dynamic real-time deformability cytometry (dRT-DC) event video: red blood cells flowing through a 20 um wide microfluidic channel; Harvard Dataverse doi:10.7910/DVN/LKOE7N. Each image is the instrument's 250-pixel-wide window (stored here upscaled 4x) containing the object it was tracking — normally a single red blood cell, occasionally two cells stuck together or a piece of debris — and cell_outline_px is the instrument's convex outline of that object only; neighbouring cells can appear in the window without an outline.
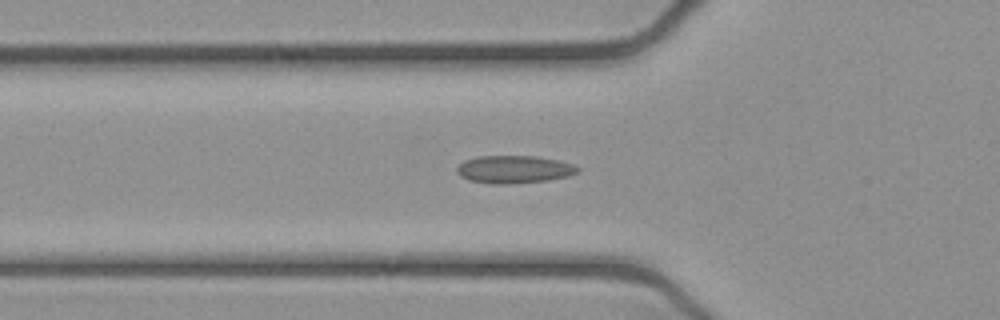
{"species": "common noctule bat (a hibernating species)", "species_latin": "Nyctalus noctula", "temperature_condition": "cold", "stored_images_in_passage": 41, "segment_of_instrument_passage": [1, 2], "camera_frame_rate_fps": 3000, "um_per_image_px": 0.085, "animal": {"sex": "female", "body_mass_g": 21.9}, "frame": {"image": 1, "passage_image": 13, "time_ms": 4.0, "image_size_px": [1000, 320], "cell_outline_px": [[580, 172], [568, 176], [548, 180], [504, 184], [488, 184], [468, 180], [460, 176], [456, 172], [456, 168], [464, 160], [476, 156], [536, 156], [560, 160], [572, 164], [580, 168]], "centroid_in_image_um": [43.68, 14.39], "position_along_channel_um": 82.1, "area_um2": 19.71}}
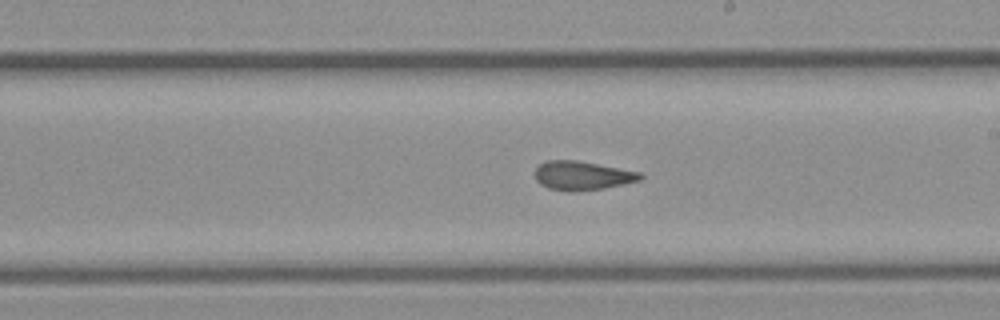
{"frame": {"image": 2, "passage_image": 25, "time_ms": 8.0, "image_size_px": [1000, 320], "cell_outline_px": [[644, 176], [640, 180], [624, 184], [604, 188], [576, 192], [568, 192], [548, 188], [540, 184], [536, 180], [536, 168], [540, 164], [548, 160], [576, 160], [640, 172]], "centroid_in_image_um": [49.49, 14.94], "position_along_channel_um": 239.5, "area_um2": 17.74}}
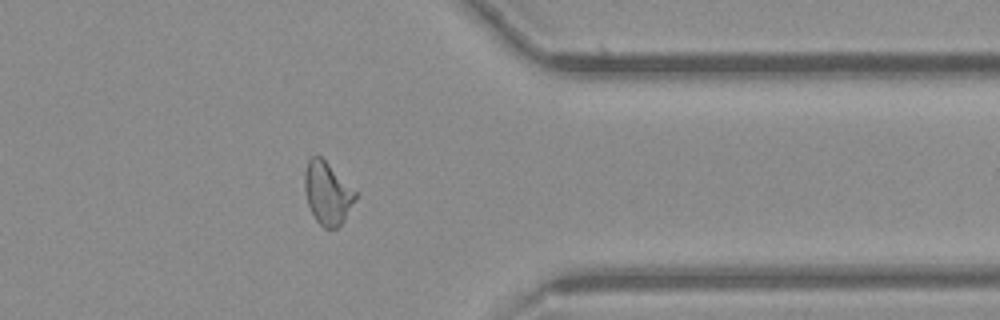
{"frame": {"image": 3, "passage_image": 37, "time_ms": 12.0, "image_size_px": [1000, 320], "cell_outline_px": [[356, 200], [344, 220], [336, 228], [324, 228], [316, 220], [308, 204], [304, 188], [304, 172], [308, 160], [312, 156], [320, 156], [356, 192]], "centroid_in_image_um": [27.81, 16.43], "position_along_channel_um": 383.6, "area_um2": 18.15}}